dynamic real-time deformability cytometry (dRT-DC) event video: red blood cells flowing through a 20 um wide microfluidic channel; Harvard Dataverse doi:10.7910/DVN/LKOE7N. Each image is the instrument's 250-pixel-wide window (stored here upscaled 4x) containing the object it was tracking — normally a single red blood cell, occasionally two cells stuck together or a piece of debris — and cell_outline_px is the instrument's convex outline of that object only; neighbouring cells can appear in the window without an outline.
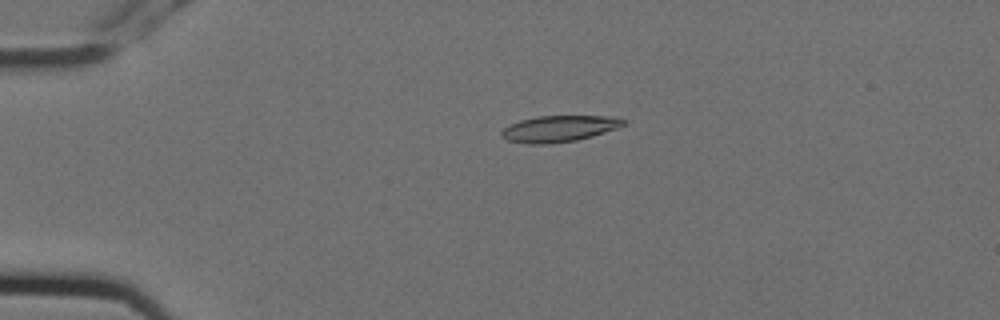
{"species": "Egyptian fruit bat (a non-hibernating species)", "species_latin": "Rousettus aegyptiacus", "temperature_condition": "cold", "stored_images_in_passage": 2, "camera_frame_rate_fps": 3000, "um_per_image_px": 0.085, "animal": {"sex": "female"}, "frame": {"image": 1, "passage_image": 1, "time_ms": 0.0, "image_size_px": [1000, 320], "cell_outline_px": [[624, 124], [616, 128], [592, 136], [576, 140], [544, 144], [528, 144], [508, 140], [500, 136], [500, 132], [504, 128], [520, 120], [536, 116], [612, 116], [624, 120]], "centroid_in_image_um": [47.48, 10.93], "position_along_channel_um": 37.5, "area_um2": 18.44}}